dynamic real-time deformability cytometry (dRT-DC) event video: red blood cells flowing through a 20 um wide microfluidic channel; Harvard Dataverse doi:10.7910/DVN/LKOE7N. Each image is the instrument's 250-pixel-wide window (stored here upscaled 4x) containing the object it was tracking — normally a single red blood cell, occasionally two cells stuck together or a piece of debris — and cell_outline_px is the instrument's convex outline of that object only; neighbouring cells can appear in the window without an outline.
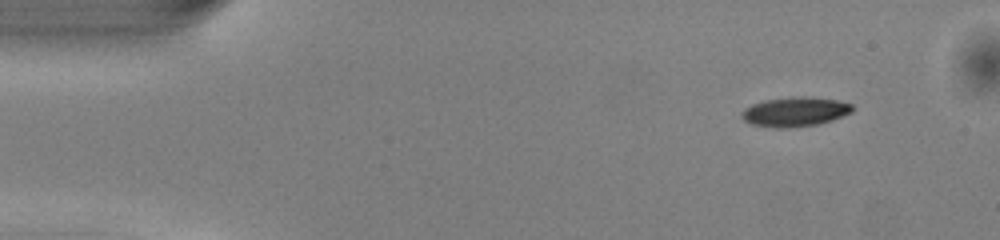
{"species": "common noctule bat (a hibernating species)", "species_latin": "Nyctalus noctula", "temperature_condition": "warm", "stored_images_in_passage": 46, "camera_frame_rate_fps": 3000, "um_per_image_px": 0.085, "animal": {"sex": "male", "body_mass_g": 13.0, "forearm_length_mm": 53.1}, "frame": {"image": 1, "passage_image": 1, "time_ms": 0.0, "image_size_px": [1000, 240], "cell_outline_px": [[856, 108], [852, 112], [832, 120], [820, 124], [788, 128], [776, 128], [752, 124], [744, 120], [740, 116], [740, 112], [744, 108], [752, 104], [764, 100], [800, 96], [808, 96], [836, 100], [852, 104]], "centroid_in_image_um": [67.58, 9.5], "position_along_channel_um": 17.4, "area_um2": 19.19}}
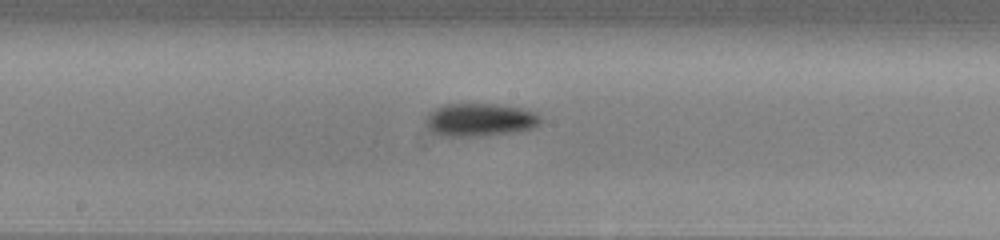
{"frame": {"image": 2, "passage_image": 22, "time_ms": 7.0, "image_size_px": [1000, 240], "cell_outline_px": [[540, 124], [532, 128], [484, 136], [436, 136], [424, 124], [424, 120], [428, 112], [444, 104], [496, 104], [524, 108], [536, 112], [540, 116]], "centroid_in_image_um": [40.73, 10.18], "position_along_channel_um": 207.5, "area_um2": 22.31}}
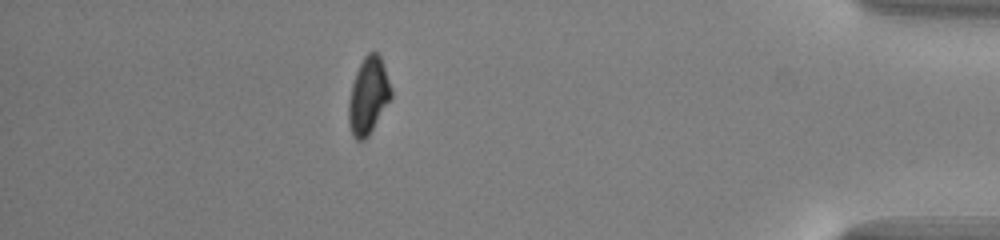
{"frame": {"image": 3, "passage_image": 40, "time_ms": 13.0, "image_size_px": [1000, 240], "cell_outline_px": [[392, 96], [368, 136], [364, 140], [356, 140], [352, 136], [348, 124], [348, 100], [352, 84], [356, 72], [364, 56], [368, 52], [376, 52], [380, 56], [392, 88]], "centroid_in_image_um": [31.29, 8.15], "position_along_channel_um": 403.9, "area_um2": 18.96}, "authors_computed_cell_mechanics": {"area_um2": 19.7098, "velocity_mm_per_s": 4.1032, "shape_relaxation_time_tau1_ms": 2.3857, "shape_relaxation_time_tau2_ms": null, "deformation_change_tau1": 0.1191, "deformation_change_tau2": null}}